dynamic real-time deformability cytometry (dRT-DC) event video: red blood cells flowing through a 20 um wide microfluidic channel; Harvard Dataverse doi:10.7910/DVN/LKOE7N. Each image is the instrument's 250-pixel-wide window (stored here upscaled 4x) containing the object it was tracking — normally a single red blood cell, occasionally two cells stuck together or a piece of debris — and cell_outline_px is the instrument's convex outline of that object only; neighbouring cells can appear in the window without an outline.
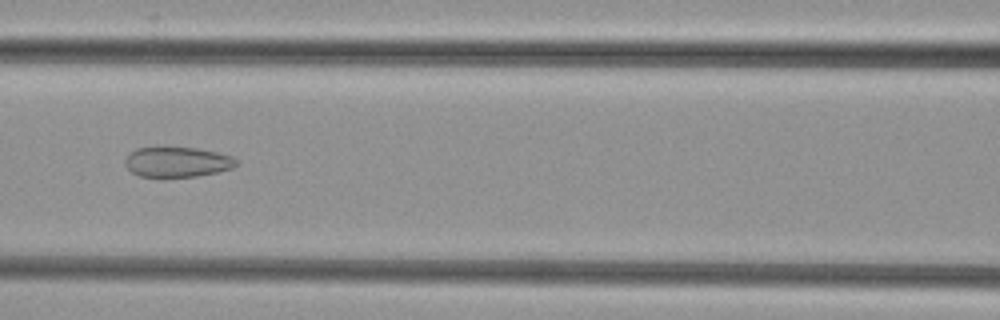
{"species": "common noctule bat (a hibernating species)", "species_latin": "Nyctalus noctula", "temperature_condition": "cold", "stored_images_in_passage": 42, "camera_frame_rate_fps": 3000, "um_per_image_px": 0.085, "animal": {"sex": "female", "body_mass_g": 29.2, "forearm_length_mm": 56.3}, "frame": {"image": 1, "passage_image": 13, "time_ms": 4.0, "image_size_px": [1000, 320], "cell_outline_px": [[240, 164], [232, 168], [216, 172], [196, 176], [164, 180], [160, 180], [140, 176], [132, 172], [124, 164], [124, 160], [136, 148], [196, 148], [216, 152], [232, 156]], "centroid_in_image_um": [15.05, 13.82], "position_along_channel_um": 151.6, "area_um2": 20.0}}
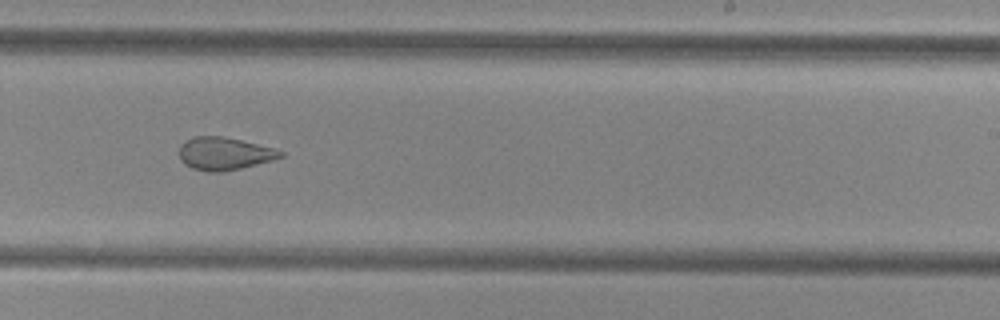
{"frame": {"image": 2, "passage_image": 22, "time_ms": 7.0, "image_size_px": [1000, 320], "cell_outline_px": [[284, 156], [272, 160], [224, 172], [208, 172], [192, 168], [184, 164], [180, 160], [180, 144], [192, 136], [224, 136], [272, 148], [284, 152]], "centroid_in_image_um": [19.02, 13.06], "position_along_channel_um": 270.0, "area_um2": 19.25}}
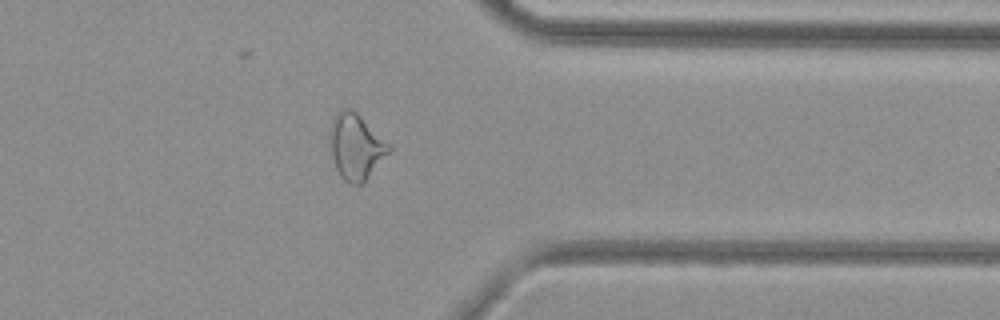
{"frame": {"image": 3, "passage_image": 31, "time_ms": 10.0, "image_size_px": [1000, 320], "cell_outline_px": [[392, 148], [364, 184], [348, 184], [340, 176], [336, 168], [328, 148], [328, 144], [332, 120], [336, 112], [344, 108], [348, 108], [356, 112], [392, 144]], "centroid_in_image_um": [30.25, 12.48], "position_along_channel_um": 381.2, "area_um2": 23.06}}